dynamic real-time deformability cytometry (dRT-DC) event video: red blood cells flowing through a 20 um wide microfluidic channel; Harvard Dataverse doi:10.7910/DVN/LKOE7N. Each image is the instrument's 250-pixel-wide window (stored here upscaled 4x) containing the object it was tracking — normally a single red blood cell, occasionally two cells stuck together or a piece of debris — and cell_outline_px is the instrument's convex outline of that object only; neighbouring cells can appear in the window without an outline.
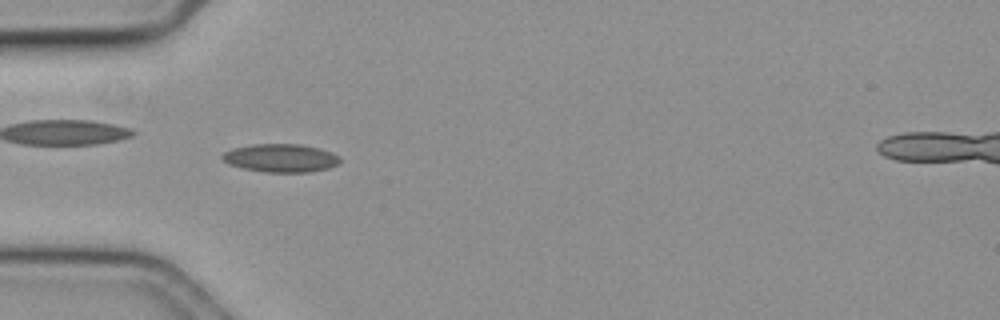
{"species": "common noctule bat (a hibernating species)", "species_latin": "Nyctalus noctula", "temperature_condition": "cold", "stored_images_in_passage": 57, "camera_frame_rate_fps": 3000, "um_per_image_px": 0.085, "animal": {"sex": "female", "body_mass_g": 19.3, "forearm_length_mm": 54.1}, "frame": {"image": 1, "passage_image": 18, "time_ms": 5.667, "image_size_px": [1000, 320], "cell_outline_px": [[340, 164], [328, 168], [312, 172], [264, 172], [240, 168], [228, 164], [220, 156], [224, 152], [232, 148], [252, 144], [300, 144], [320, 148], [332, 152], [340, 156]], "centroid_in_image_um": [23.87, 13.43], "position_along_channel_um": 61.1, "area_um2": 19.65}}
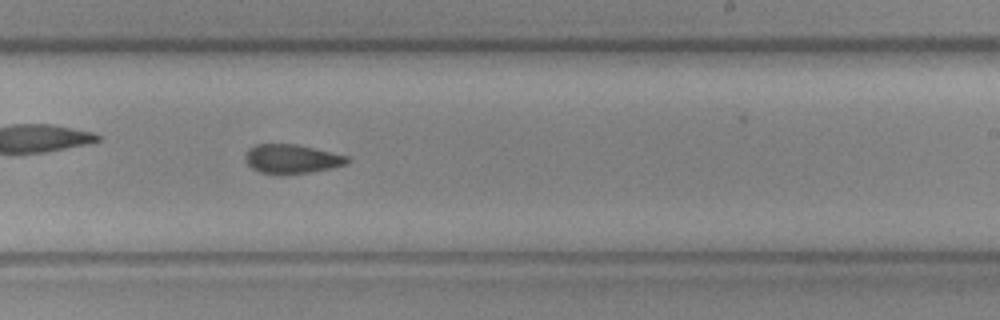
{"frame": {"image": 2, "passage_image": 35, "time_ms": 11.333, "image_size_px": [1000, 320], "cell_outline_px": [[352, 160], [348, 164], [332, 168], [312, 172], [288, 176], [260, 172], [252, 168], [244, 160], [244, 156], [248, 148], [256, 144], [296, 144], [348, 156]], "centroid_in_image_um": [24.8, 13.53], "position_along_channel_um": 264.2, "area_um2": 17.74}}
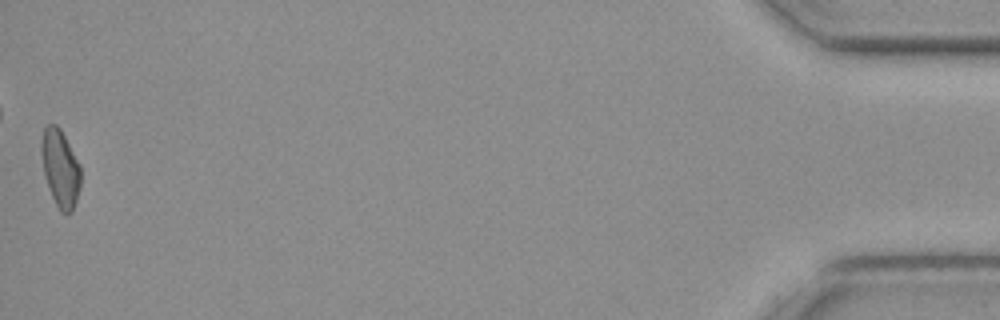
{"frame": {"image": 3, "passage_image": 57, "time_ms": 18.667, "image_size_px": [1000, 320], "cell_outline_px": [[80, 188], [72, 212], [68, 216], [60, 212], [52, 196], [44, 176], [40, 152], [40, 140], [44, 128], [48, 124], [56, 124], [60, 128], [80, 164]], "centroid_in_image_um": [5.11, 14.31], "position_along_channel_um": 430.1, "area_um2": 17.98}, "authors_computed_cell_mechanics": {"area_um2": 17.8024, "velocity_mm_per_s": 3.639, "shape_relaxation_time_tau1_ms": null, "shape_relaxation_time_tau2_ms": 9.7341, "deformation_change_tau1": null, "deformation_change_tau2": 0.1386}}